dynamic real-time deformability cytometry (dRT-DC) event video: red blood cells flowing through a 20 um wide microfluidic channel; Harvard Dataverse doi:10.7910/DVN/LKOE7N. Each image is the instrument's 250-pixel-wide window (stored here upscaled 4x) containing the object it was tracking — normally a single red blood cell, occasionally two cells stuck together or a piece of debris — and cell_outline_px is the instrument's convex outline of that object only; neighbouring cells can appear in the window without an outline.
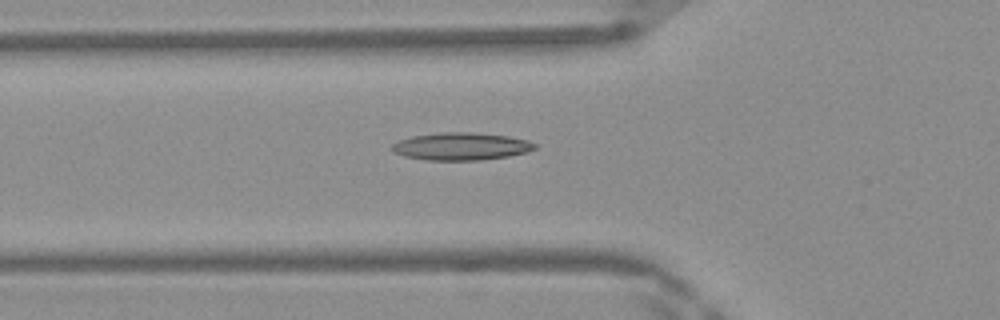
{"species": "Egyptian fruit bat (a non-hibernating species)", "species_latin": "Rousettus aegyptiacus", "temperature_condition": "warm", "stored_images_in_passage": 29, "camera_frame_rate_fps": 3000, "um_per_image_px": 0.085, "frame": {"image": 1, "passage_image": 2, "time_ms": 0.333, "image_size_px": [1000, 320], "cell_outline_px": [[536, 148], [524, 152], [508, 156], [480, 160], [428, 160], [404, 156], [392, 152], [392, 144], [400, 140], [412, 136], [444, 132], [472, 132], [508, 136], [528, 140], [536, 144]], "centroid_in_image_um": [39.18, 12.44], "position_along_channel_um": 86.6, "area_um2": 22.77}}
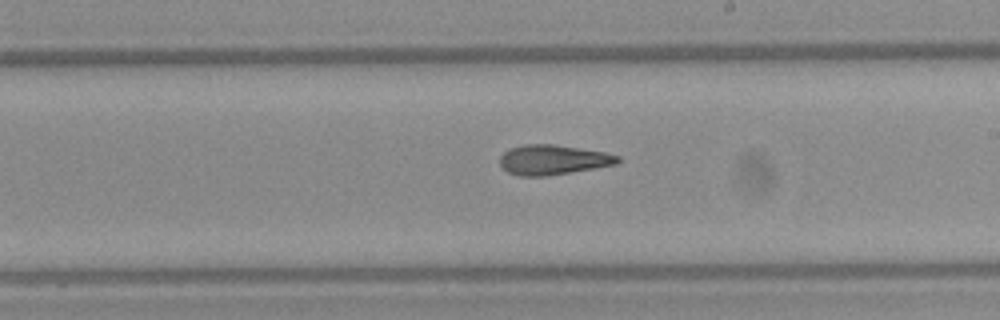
{"frame": {"image": 2, "passage_image": 13, "time_ms": 4.0, "image_size_px": [1000, 320], "cell_outline_px": [[620, 160], [616, 164], [544, 176], [520, 176], [508, 172], [500, 164], [500, 156], [504, 152], [512, 148], [524, 144], [552, 144], [604, 152], [620, 156]], "centroid_in_image_um": [46.98, 13.57], "position_along_channel_um": 242.0, "area_um2": 20.11}}
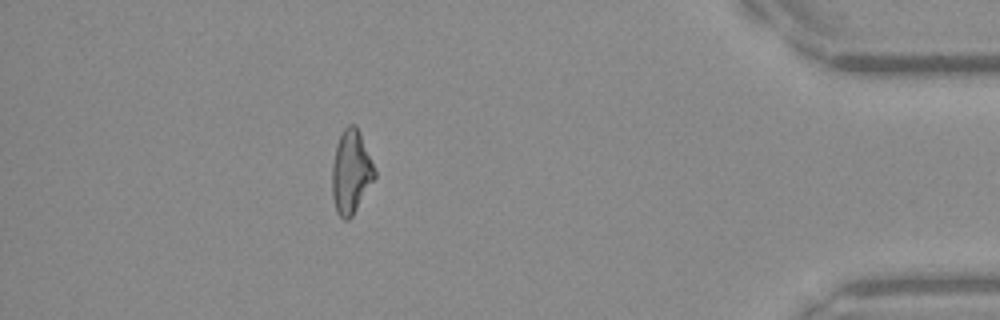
{"frame": {"image": 3, "passage_image": 28, "time_ms": 9.0, "image_size_px": [1000, 320], "cell_outline_px": [[376, 176], [352, 216], [348, 220], [344, 220], [336, 212], [332, 196], [332, 164], [336, 144], [344, 128], [348, 124], [356, 124], [360, 132], [376, 172]], "centroid_in_image_um": [29.82, 14.61], "position_along_channel_um": 405.4, "area_um2": 20.63}}